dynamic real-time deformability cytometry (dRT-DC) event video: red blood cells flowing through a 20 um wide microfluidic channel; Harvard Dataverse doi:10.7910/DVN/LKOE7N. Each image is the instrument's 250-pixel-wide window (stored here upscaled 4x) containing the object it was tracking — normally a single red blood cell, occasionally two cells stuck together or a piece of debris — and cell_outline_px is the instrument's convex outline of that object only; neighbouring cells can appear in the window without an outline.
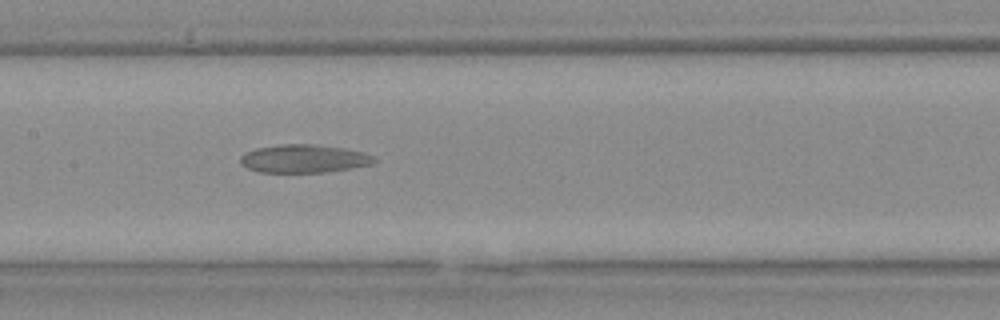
{"species": "Egyptian fruit bat (a non-hibernating species)", "species_latin": "Rousettus aegyptiacus", "temperature_condition": "warm", "stored_images_in_passage": 14, "camera_frame_rate_fps": 3000, "um_per_image_px": 0.085, "animal": {"sex": "female"}, "frame": {"image": 1, "passage_image": 14, "time_ms": 4.333, "image_size_px": [1000, 320], "cell_outline_px": [[376, 160], [372, 164], [352, 168], [324, 172], [260, 172], [248, 168], [240, 164], [240, 156], [244, 152], [256, 148], [284, 144], [316, 144], [344, 148], [364, 152], [372, 156]], "centroid_in_image_um": [25.81, 13.48], "position_along_channel_um": 181.6, "area_um2": 21.96}}